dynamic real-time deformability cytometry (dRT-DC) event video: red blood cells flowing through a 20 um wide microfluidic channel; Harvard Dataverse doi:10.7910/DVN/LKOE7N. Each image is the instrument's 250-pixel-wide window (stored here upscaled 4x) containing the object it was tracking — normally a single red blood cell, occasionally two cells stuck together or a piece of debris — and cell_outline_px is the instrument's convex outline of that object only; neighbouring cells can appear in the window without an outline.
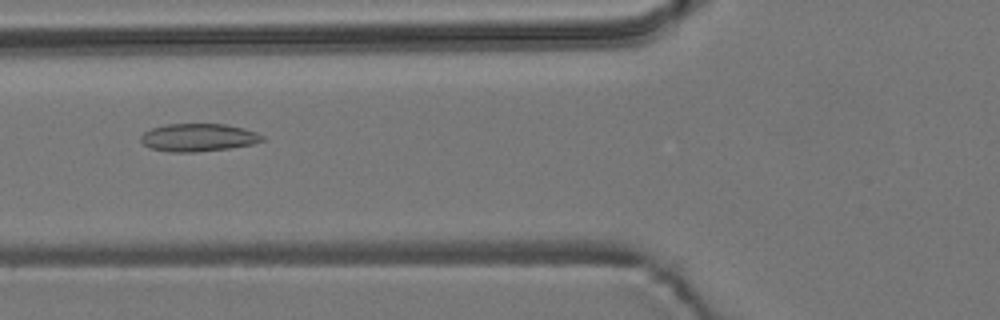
{"species": "common noctule bat (a hibernating species)", "species_latin": "Nyctalus noctula", "temperature_condition": "room temperature", "stored_images_in_passage": 15, "camera_frame_rate_fps": 3000, "um_per_image_px": 0.085, "animal": {"sex": "male", "body_mass_g": 19.2, "forearm_length_mm": 51.8}, "frame": {"image": 1, "passage_image": 6, "time_ms": 1.667, "image_size_px": [1000, 320], "cell_outline_px": [[264, 140], [252, 144], [228, 148], [196, 152], [168, 152], [148, 148], [140, 140], [140, 136], [144, 132], [152, 128], [168, 124], [224, 124], [244, 128], [256, 132], [264, 136]], "centroid_in_image_um": [16.83, 11.69], "position_along_channel_um": 109.0, "area_um2": 19.71}}
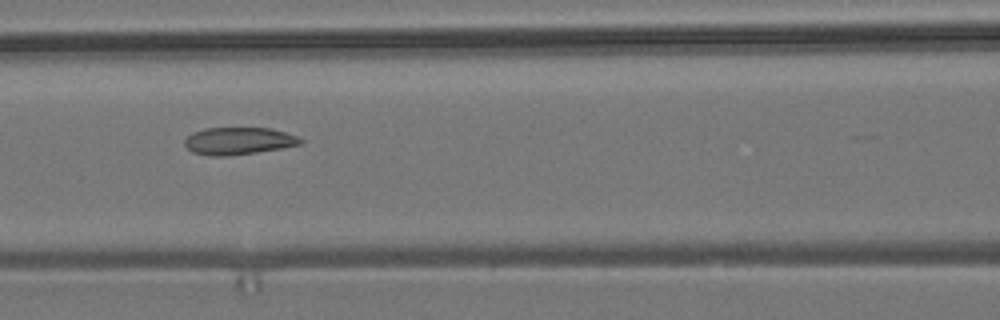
{"frame": {"image": 2, "passage_image": 9, "time_ms": 2.667, "image_size_px": [1000, 320], "cell_outline_px": [[304, 140], [300, 144], [280, 148], [256, 152], [228, 156], [208, 156], [192, 152], [184, 144], [184, 140], [192, 132], [204, 128], [272, 128], [296, 136]], "centroid_in_image_um": [20.23, 11.98], "position_along_channel_um": 146.4, "area_um2": 18.38}}
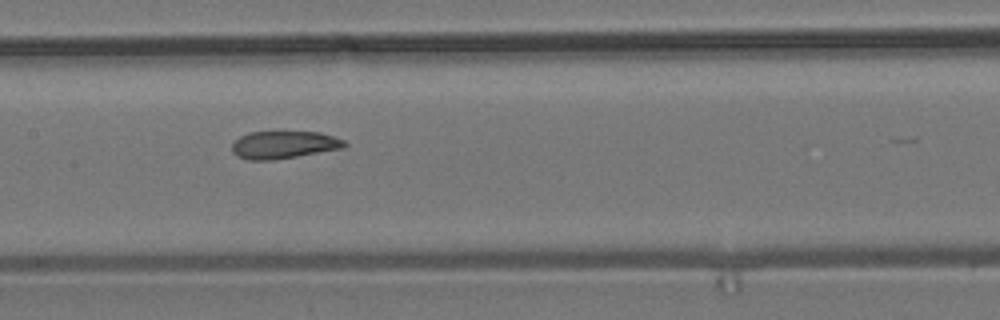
{"frame": {"image": 3, "passage_image": 12, "time_ms": 3.667, "image_size_px": [1000, 320], "cell_outline_px": [[348, 144], [344, 148], [276, 160], [248, 160], [236, 156], [232, 152], [232, 144], [240, 136], [248, 132], [320, 132], [344, 140]], "centroid_in_image_um": [24.12, 12.32], "position_along_channel_um": 183.3, "area_um2": 18.21}}